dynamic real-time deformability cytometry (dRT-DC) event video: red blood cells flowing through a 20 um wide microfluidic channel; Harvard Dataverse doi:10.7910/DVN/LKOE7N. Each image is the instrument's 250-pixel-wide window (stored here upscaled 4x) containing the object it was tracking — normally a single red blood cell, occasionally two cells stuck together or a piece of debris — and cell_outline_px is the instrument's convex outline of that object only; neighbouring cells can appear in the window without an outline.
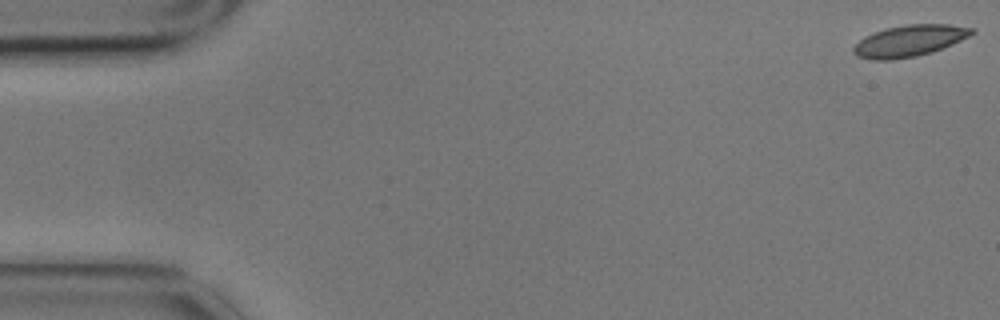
{"species": "common noctule bat (a hibernating species)", "species_latin": "Nyctalus noctula", "temperature_condition": "cold", "stored_images_in_passage": 11, "camera_frame_rate_fps": 3000, "um_per_image_px": 0.085, "animal": {"sex": "male", "body_mass_g": 17.9}, "frame": {"image": 1, "passage_image": 1, "time_ms": 0.0, "image_size_px": [1000, 320], "cell_outline_px": [[976, 32], [952, 44], [932, 52], [916, 56], [892, 60], [868, 60], [856, 56], [852, 52], [852, 48], [864, 36], [888, 28], [908, 24], [948, 24], [976, 28]], "centroid_in_image_um": [77.29, 3.48], "position_along_channel_um": 7.7, "area_um2": 21.68}}